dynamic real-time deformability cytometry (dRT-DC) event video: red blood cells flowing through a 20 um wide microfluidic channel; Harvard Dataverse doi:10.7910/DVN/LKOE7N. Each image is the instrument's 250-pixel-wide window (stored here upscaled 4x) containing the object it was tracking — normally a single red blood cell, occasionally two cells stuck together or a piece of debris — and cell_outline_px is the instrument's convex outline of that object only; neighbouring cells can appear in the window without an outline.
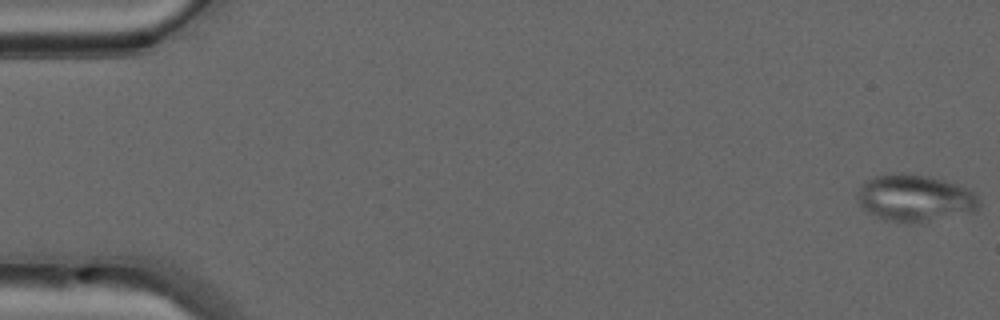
{"species": "common noctule bat (a hibernating species)", "species_latin": "Nyctalus noctula", "temperature_condition": "warm", "stored_images_in_passage": 50, "camera_frame_rate_fps": 3000, "um_per_image_px": 0.085, "animal": {"sex": "male", "forearm_length_mm": 52.5}, "frame": {"image": 1, "passage_image": 1, "time_ms": 0.0, "image_size_px": [1000, 320], "cell_outline_px": [[980, 208], [976, 212], [920, 224], [908, 224], [884, 220], [876, 216], [864, 208], [860, 204], [856, 196], [860, 188], [868, 180], [876, 176], [888, 172], [904, 172], [932, 176], [960, 184], [968, 188], [976, 196], [980, 204]], "centroid_in_image_um": [77.83, 16.85], "position_along_channel_um": 7.2, "area_um2": 34.22}}
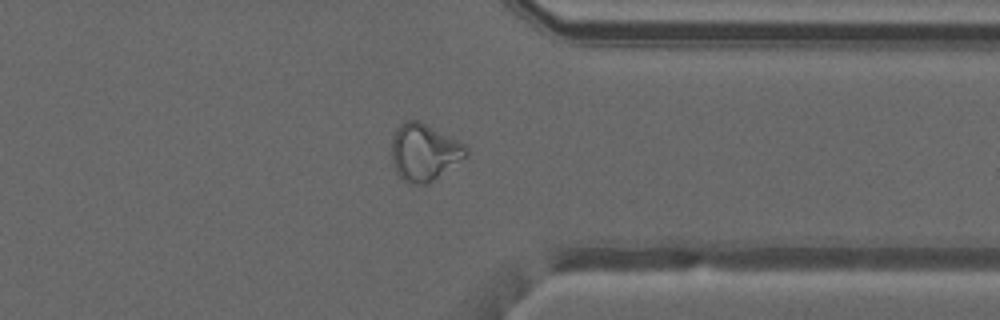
{"frame": {"image": 2, "passage_image": 39, "time_ms": 12.667, "image_size_px": [1000, 320], "cell_outline_px": [[468, 156], [432, 180], [424, 184], [416, 184], [404, 180], [396, 172], [392, 164], [392, 136], [396, 128], [404, 120], [420, 120], [464, 144], [468, 148]], "centroid_in_image_um": [36.04, 12.9], "position_along_channel_um": 375.4, "area_um2": 24.62}}
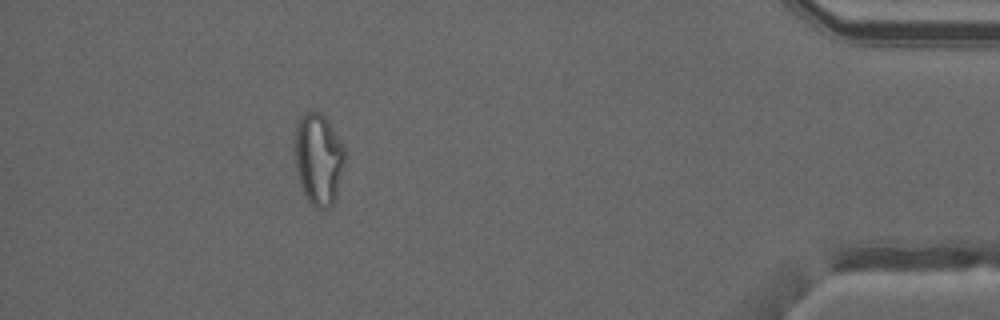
{"frame": {"image": 3, "passage_image": 45, "time_ms": 14.667, "image_size_px": [1000, 320], "cell_outline_px": [[348, 156], [336, 196], [332, 204], [328, 208], [316, 208], [308, 200], [300, 184], [296, 168], [296, 128], [300, 116], [308, 108], [320, 112], [328, 120], [344, 148]], "centroid_in_image_um": [27.11, 13.49], "position_along_channel_um": 408.1, "area_um2": 26.88}, "authors_computed_cell_mechanics": {"area_um2": 26.5302, "velocity_mm_per_s": 4.1369, "shape_relaxation_time_tau1_ms": null, "shape_relaxation_time_tau2_ms": 1.7476, "deformation_change_tau1": null, "deformation_change_tau2": 0.0785}}